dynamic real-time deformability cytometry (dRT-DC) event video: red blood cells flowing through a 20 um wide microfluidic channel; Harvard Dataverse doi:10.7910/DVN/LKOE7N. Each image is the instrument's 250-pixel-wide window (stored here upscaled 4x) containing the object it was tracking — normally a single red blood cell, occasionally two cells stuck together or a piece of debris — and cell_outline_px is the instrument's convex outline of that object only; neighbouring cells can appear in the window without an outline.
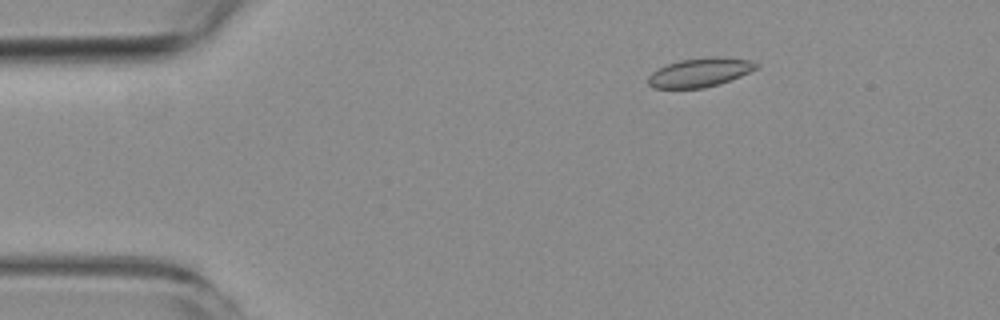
{"species": "common noctule bat (a hibernating species)", "species_latin": "Nyctalus noctula", "temperature_condition": "room temperature", "stored_images_in_passage": 4, "camera_frame_rate_fps": 3000, "um_per_image_px": 0.085, "animal": {"sex": "female", "body_mass_g": 19.3, "forearm_length_mm": 54.1}, "frame": {"image": 1, "passage_image": 2, "time_ms": 1.333, "image_size_px": [1000, 320], "cell_outline_px": [[760, 64], [756, 68], [740, 76], [720, 84], [704, 88], [652, 88], [648, 84], [648, 76], [652, 72], [668, 64], [680, 60], [712, 56], [716, 56], [748, 60]], "centroid_in_image_um": [59.48, 6.16], "position_along_channel_um": 25.5, "area_um2": 18.09}}